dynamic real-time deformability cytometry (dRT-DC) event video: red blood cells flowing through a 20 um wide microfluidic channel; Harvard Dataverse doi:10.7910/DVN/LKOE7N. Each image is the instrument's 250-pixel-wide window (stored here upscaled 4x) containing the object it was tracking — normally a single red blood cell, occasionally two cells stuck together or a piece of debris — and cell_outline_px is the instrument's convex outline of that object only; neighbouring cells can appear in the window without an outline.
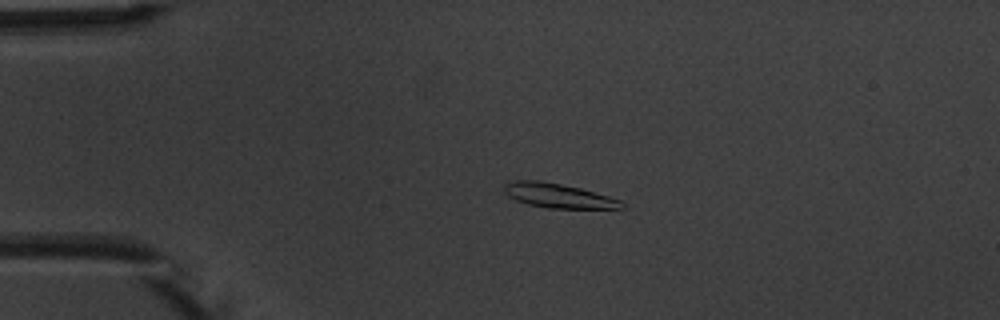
{"species": "common noctule bat (a hibernating species)", "species_latin": "Nyctalus noctula", "temperature_condition": "warm", "stored_images_in_passage": 5, "camera_frame_rate_fps": 3000, "um_per_image_px": 0.085, "animal": {"sex": "male", "body_mass_g": 20.1, "forearm_length_mm": 53.5}, "frame": {"image": 1, "passage_image": 4, "time_ms": 3.333, "image_size_px": [1000, 320], "cell_outline_px": [[624, 208], [548, 208], [528, 204], [516, 200], [508, 196], [504, 192], [504, 184], [516, 180], [540, 180], [580, 188], [608, 196], [620, 200], [624, 204]], "centroid_in_image_um": [47.42, 16.63], "position_along_channel_um": 37.6, "area_um2": 16.53}}